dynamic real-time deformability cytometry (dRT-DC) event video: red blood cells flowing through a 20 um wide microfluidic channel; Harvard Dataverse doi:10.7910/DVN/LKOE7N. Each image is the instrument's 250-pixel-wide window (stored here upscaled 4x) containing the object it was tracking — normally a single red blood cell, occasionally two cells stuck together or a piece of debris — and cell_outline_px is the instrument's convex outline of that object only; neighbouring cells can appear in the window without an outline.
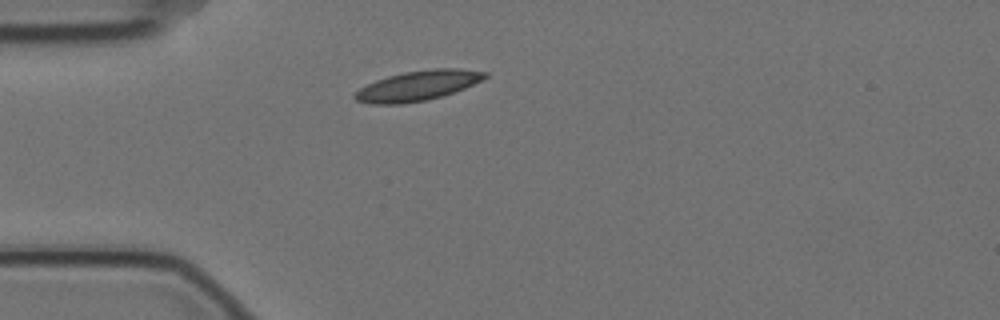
{"species": "Egyptian fruit bat (a non-hibernating species)", "species_latin": "Rousettus aegyptiacus", "temperature_condition": "cold", "stored_images_in_passage": 3, "camera_frame_rate_fps": 3000, "um_per_image_px": 0.085, "animal": {"sex": "female"}, "frame": {"image": 1, "passage_image": 3, "time_ms": 0.667, "image_size_px": [1000, 320], "cell_outline_px": [[488, 76], [464, 88], [428, 100], [400, 104], [372, 104], [356, 100], [352, 96], [360, 88], [376, 80], [388, 76], [404, 72], [432, 68], [456, 68], [488, 72]], "centroid_in_image_um": [35.49, 7.28], "position_along_channel_um": 49.5, "area_um2": 22.48}}